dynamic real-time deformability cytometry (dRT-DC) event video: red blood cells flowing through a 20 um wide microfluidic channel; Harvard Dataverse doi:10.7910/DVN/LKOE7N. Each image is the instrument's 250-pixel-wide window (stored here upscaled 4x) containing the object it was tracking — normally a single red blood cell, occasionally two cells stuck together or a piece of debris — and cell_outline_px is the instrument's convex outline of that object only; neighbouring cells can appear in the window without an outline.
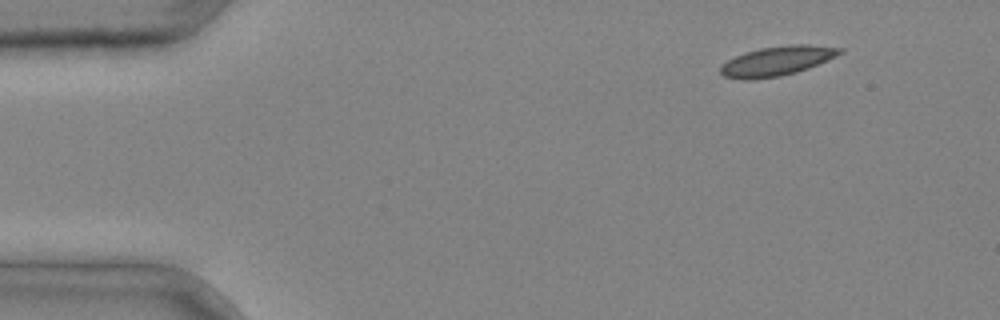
{"species": "common noctule bat (a hibernating species)", "species_latin": "Nyctalus noctula", "temperature_condition": "cold", "stored_images_in_passage": 3, "camera_frame_rate_fps": 3000, "um_per_image_px": 0.085, "animal": {"sex": "male", "body_mass_g": 20.4}, "frame": {"image": 1, "passage_image": 1, "time_ms": 0.0, "image_size_px": [1000, 320], "cell_outline_px": [[844, 52], [836, 56], [808, 68], [796, 72], [780, 76], [752, 80], [744, 80], [724, 76], [720, 72], [720, 68], [728, 60], [744, 52], [760, 48], [788, 44], [808, 44], [844, 48]], "centroid_in_image_um": [66.06, 5.17], "position_along_channel_um": 18.9, "area_um2": 20.52}}
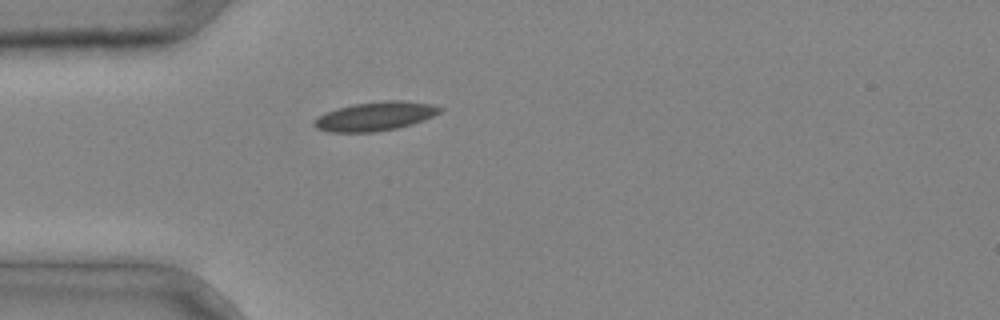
{"frame": {"image": 2, "passage_image": 3, "time_ms": 0.667, "image_size_px": [1000, 320], "cell_outline_px": [[444, 108], [440, 112], [424, 120], [412, 124], [396, 128], [376, 132], [328, 132], [316, 128], [312, 124], [312, 120], [328, 112], [352, 104], [388, 100], [404, 100], [432, 104]], "centroid_in_image_um": [31.91, 9.88], "position_along_channel_um": 53.1, "area_um2": 21.15}}